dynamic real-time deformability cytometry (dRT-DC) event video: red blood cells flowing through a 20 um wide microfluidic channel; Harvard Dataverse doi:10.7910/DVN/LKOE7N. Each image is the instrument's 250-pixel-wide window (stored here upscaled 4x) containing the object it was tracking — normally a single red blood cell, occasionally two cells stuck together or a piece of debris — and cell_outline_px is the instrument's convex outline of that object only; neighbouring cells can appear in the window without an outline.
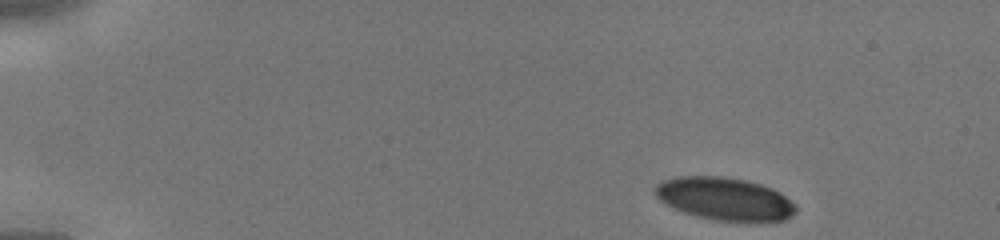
{"species": "human", "species_latin": "Homo sapiens", "temperature_condition": "cold", "stored_images_in_passage": 40, "camera_frame_rate_fps": 3000, "um_per_image_px": 0.085, "donor": {"sex": "male"}, "frame": {"image": 1, "passage_image": 1, "time_ms": 0.0, "image_size_px": [1000, 240], "cell_outline_px": [[796, 212], [792, 216], [784, 220], [760, 224], [748, 224], [716, 220], [696, 216], [684, 212], [660, 200], [652, 192], [652, 188], [656, 184], [664, 180], [676, 176], [720, 176], [744, 180], [760, 184], [772, 188], [780, 192], [796, 204]], "centroid_in_image_um": [61.65, 16.94], "position_along_channel_um": 23.4, "area_um2": 35.95}}
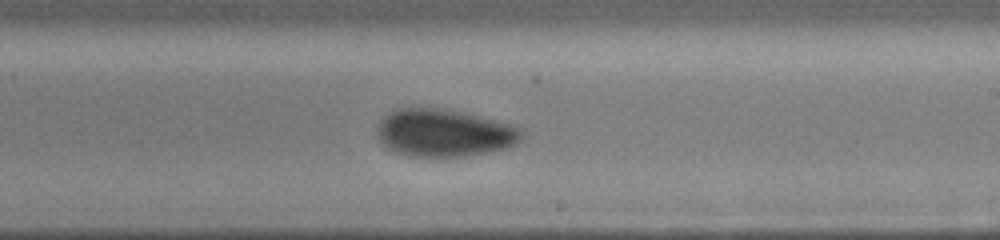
{"frame": {"image": 2, "passage_image": 23, "time_ms": 7.333, "image_size_px": [1000, 240], "cell_outline_px": [[524, 136], [516, 144], [508, 148], [488, 152], [464, 156], [408, 156], [396, 152], [388, 148], [380, 140], [376, 132], [380, 120], [384, 116], [396, 108], [444, 108], [480, 116], [512, 124], [524, 128]], "centroid_in_image_um": [37.79, 11.29], "position_along_channel_um": 251.2, "area_um2": 40.29}}
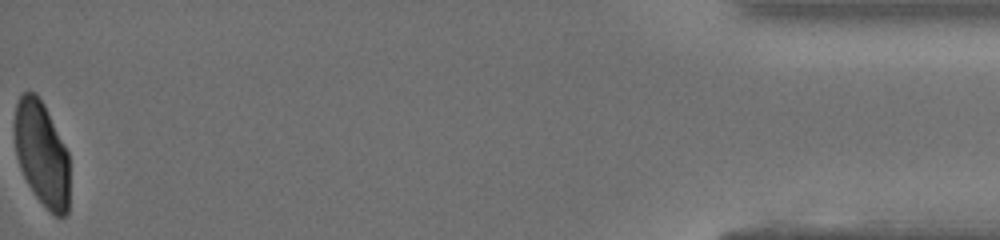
{"frame": {"image": 3, "passage_image": 40, "time_ms": 13.0, "image_size_px": [1000, 240], "cell_outline_px": [[68, 212], [64, 216], [56, 216], [36, 196], [28, 184], [20, 168], [16, 156], [12, 124], [16, 104], [20, 96], [24, 92], [36, 92], [44, 104], [68, 152]], "centroid_in_image_um": [3.51, 13.01], "position_along_channel_um": 431.7, "area_um2": 33.58}}